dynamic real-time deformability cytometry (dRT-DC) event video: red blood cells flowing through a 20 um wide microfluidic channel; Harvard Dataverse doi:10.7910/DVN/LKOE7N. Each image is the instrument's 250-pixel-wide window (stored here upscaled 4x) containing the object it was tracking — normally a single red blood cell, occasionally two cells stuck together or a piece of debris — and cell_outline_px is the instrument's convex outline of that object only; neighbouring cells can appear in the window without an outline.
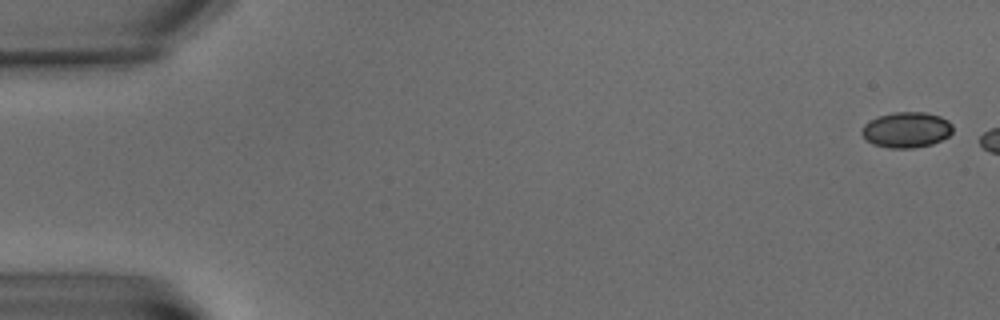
{"species": "common noctule bat (a hibernating species)", "species_latin": "Nyctalus noctula", "temperature_condition": "warm", "stored_images_in_passage": 9, "camera_frame_rate_fps": 3000, "um_per_image_px": 0.085, "animal": {"sex": "male", "body_mass_g": 15.6}, "frame": {"image": 1, "passage_image": 1, "time_ms": 0.0, "image_size_px": [1000, 320], "cell_outline_px": [[952, 132], [948, 136], [932, 144], [912, 148], [888, 148], [872, 144], [860, 132], [864, 124], [876, 116], [892, 112], [924, 112], [940, 116], [948, 120], [952, 124]], "centroid_in_image_um": [77.03, 11.02], "position_along_channel_um": 8.0, "area_um2": 18.96}}